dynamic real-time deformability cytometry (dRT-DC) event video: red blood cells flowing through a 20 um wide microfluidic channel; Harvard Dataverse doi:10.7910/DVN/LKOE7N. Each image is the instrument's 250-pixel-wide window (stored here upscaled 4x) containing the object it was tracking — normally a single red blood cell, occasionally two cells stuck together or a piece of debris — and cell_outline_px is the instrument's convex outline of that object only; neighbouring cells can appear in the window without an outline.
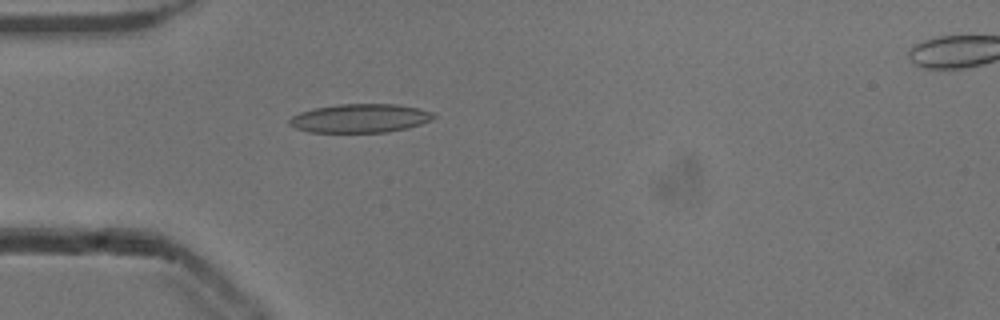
{"species": "common noctule bat (a hibernating species)", "species_latin": "Nyctalus noctula", "temperature_condition": "cold", "stored_images_in_passage": 52, "camera_frame_rate_fps": 3000, "um_per_image_px": 0.085, "animal": {"sex": "male", "body_mass_g": 13.3}, "frame": {"image": 1, "passage_image": 15, "time_ms": 4.667, "image_size_px": [1000, 320], "cell_outline_px": [[436, 116], [432, 120], [408, 128], [388, 132], [308, 132], [296, 128], [288, 124], [288, 120], [292, 116], [300, 112], [316, 108], [340, 104], [396, 104], [416, 108], [432, 112]], "centroid_in_image_um": [30.6, 10.06], "position_along_channel_um": 54.4, "area_um2": 24.04}}
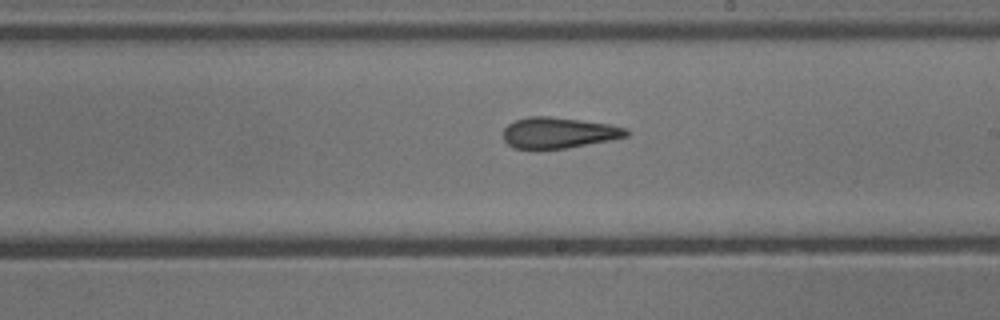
{"frame": {"image": 2, "passage_image": 30, "time_ms": 9.667, "image_size_px": [1000, 320], "cell_outline_px": [[628, 136], [612, 140], [564, 148], [512, 148], [504, 140], [504, 128], [508, 124], [516, 120], [528, 116], [548, 116], [612, 124], [624, 128], [628, 132]], "centroid_in_image_um": [47.48, 11.27], "position_along_channel_um": 241.5, "area_um2": 21.96}}
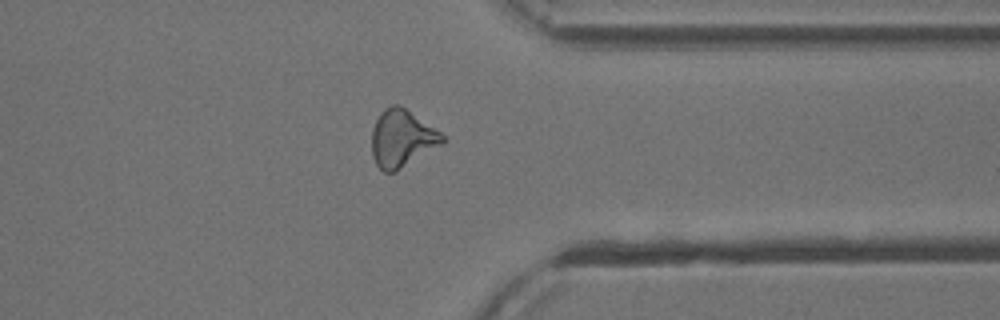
{"frame": {"image": 3, "passage_image": 41, "time_ms": 13.333, "image_size_px": [1000, 320], "cell_outline_px": [[448, 140], [444, 144], [396, 172], [384, 172], [376, 164], [372, 156], [372, 128], [380, 112], [384, 108], [392, 104], [400, 104], [440, 132]], "centroid_in_image_um": [34.18, 11.77], "position_along_channel_um": 377.2, "area_um2": 23.93}, "authors_computed_cell_mechanics": {"area_um2": 23.12, "velocity_mm_per_s": 3.8696, "shape_relaxation_time_tau1_ms": null, "shape_relaxation_time_tau2_ms": 3.107, "deformation_change_tau1": null, "deformation_change_tau2": 0.1392}}